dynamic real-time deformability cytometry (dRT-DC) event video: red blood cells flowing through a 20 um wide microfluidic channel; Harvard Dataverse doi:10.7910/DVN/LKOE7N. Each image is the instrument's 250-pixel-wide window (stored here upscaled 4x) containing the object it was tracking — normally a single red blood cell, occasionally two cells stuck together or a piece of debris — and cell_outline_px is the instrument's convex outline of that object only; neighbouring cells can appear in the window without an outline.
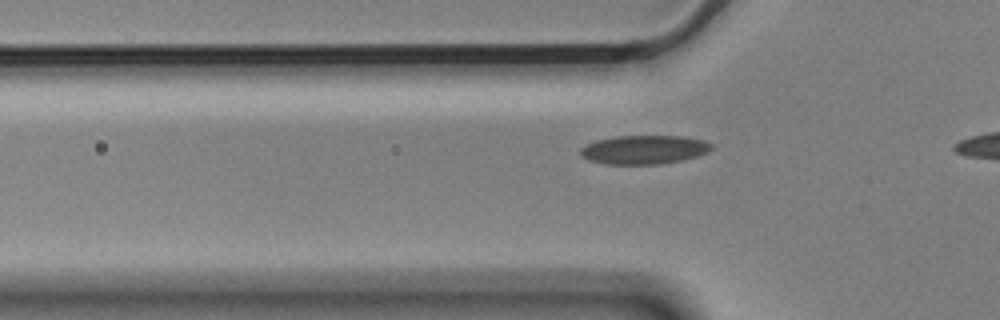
{"species": "Egyptian fruit bat (a non-hibernating species)", "species_latin": "Rousettus aegyptiacus", "temperature_condition": "cold", "stored_images_in_passage": 20, "camera_frame_rate_fps": 3000, "um_per_image_px": 0.085, "animal": {"sex": "male"}, "frame": {"image": 1, "passage_image": 10, "time_ms": 3.0, "image_size_px": [1000, 320], "cell_outline_px": [[712, 148], [708, 152], [696, 156], [680, 160], [660, 164], [604, 164], [588, 160], [580, 156], [580, 148], [596, 140], [616, 136], [680, 136], [704, 140], [712, 144]], "centroid_in_image_um": [54.72, 12.72], "position_along_channel_um": 71.1, "area_um2": 21.96}}
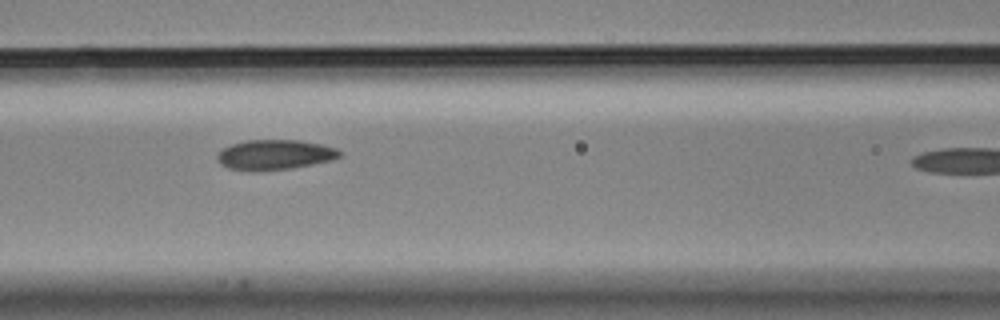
{"frame": {"image": 2, "passage_image": 16, "time_ms": 5.0, "image_size_px": [1000, 320], "cell_outline_px": [[340, 156], [332, 160], [292, 168], [256, 172], [252, 172], [228, 168], [220, 164], [216, 160], [216, 156], [224, 148], [232, 144], [244, 140], [300, 140], [320, 144], [336, 148], [340, 152]], "centroid_in_image_um": [23.31, 13.16], "position_along_channel_um": 143.3, "area_um2": 21.56}}
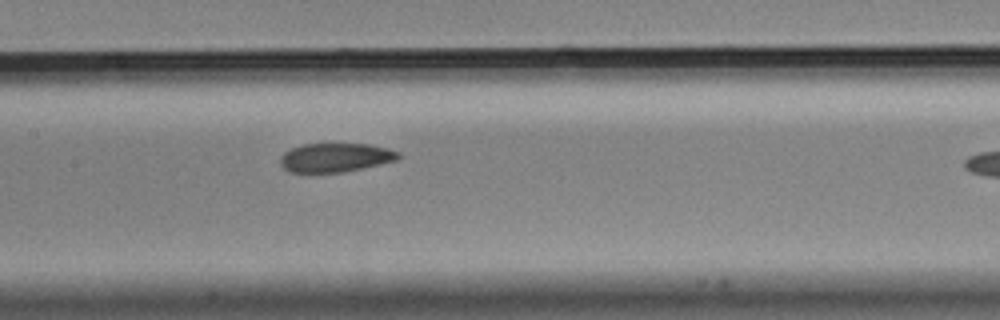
{"frame": {"image": 3, "passage_image": 19, "time_ms": 6.0, "image_size_px": [1000, 320], "cell_outline_px": [[400, 156], [396, 160], [364, 168], [344, 172], [288, 172], [280, 164], [280, 156], [284, 152], [292, 148], [304, 144], [368, 144], [388, 148], [400, 152]], "centroid_in_image_um": [28.51, 13.39], "position_along_channel_um": 178.9, "area_um2": 19.88}}